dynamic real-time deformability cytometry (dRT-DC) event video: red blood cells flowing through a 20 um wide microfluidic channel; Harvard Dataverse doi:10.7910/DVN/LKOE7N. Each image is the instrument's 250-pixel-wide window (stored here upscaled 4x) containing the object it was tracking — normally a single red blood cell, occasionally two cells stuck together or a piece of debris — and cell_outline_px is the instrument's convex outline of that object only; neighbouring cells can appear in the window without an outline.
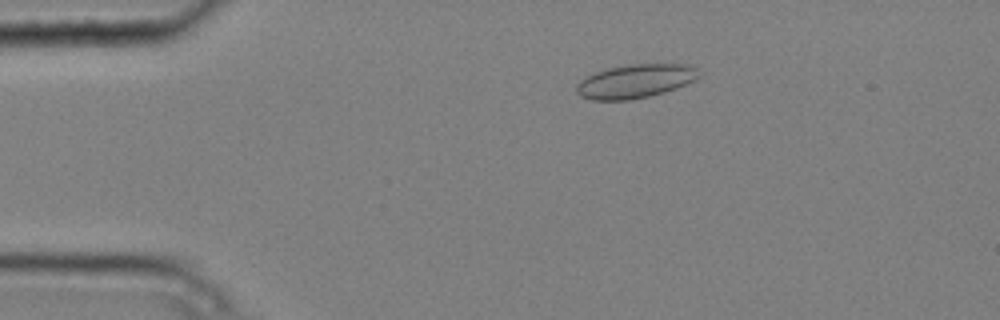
{"species": "common noctule bat (a hibernating species)", "species_latin": "Nyctalus noctula", "temperature_condition": "cold", "stored_images_in_passage": 12, "segment_of_instrument_passage": [1, 2], "camera_frame_rate_fps": 3000, "um_per_image_px": 0.085, "animal": {"sex": "male", "body_mass_g": 20.4}, "frame": {"image": 1, "passage_image": 3, "time_ms": 0.667, "image_size_px": [1000, 320], "cell_outline_px": [[700, 76], [696, 80], [676, 88], [664, 92], [648, 96], [628, 100], [592, 100], [580, 96], [576, 92], [576, 84], [580, 80], [596, 72], [608, 68], [628, 64], [688, 64], [696, 68]], "centroid_in_image_um": [54.0, 6.9], "position_along_channel_um": 31.0, "area_um2": 24.04}}